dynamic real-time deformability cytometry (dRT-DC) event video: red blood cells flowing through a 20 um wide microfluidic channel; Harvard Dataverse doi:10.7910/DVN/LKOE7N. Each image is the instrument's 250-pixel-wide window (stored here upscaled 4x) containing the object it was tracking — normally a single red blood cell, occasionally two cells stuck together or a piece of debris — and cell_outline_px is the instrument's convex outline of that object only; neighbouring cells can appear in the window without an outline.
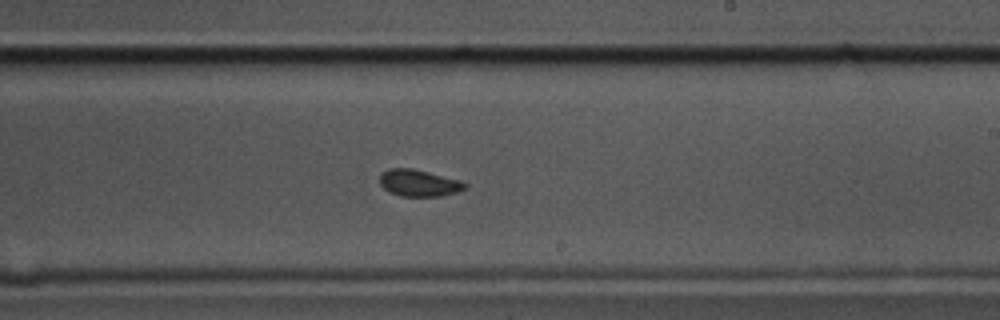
{"species": "common noctule bat (a hibernating species)", "species_latin": "Nyctalus noctula", "temperature_condition": "cold", "stored_images_in_passage": 46, "camera_frame_rate_fps": 3000, "um_per_image_px": 0.085, "animal": {"sex": "male", "body_mass_g": 17.5, "forearm_length_mm": 52.3}, "frame": {"image": 1, "passage_image": 22, "time_ms": 7.0, "image_size_px": [1000, 320], "cell_outline_px": [[468, 188], [456, 192], [440, 196], [400, 196], [388, 192], [380, 184], [380, 176], [388, 168], [412, 168], [460, 180], [468, 184]], "centroid_in_image_um": [35.61, 15.56], "position_along_channel_um": 253.4, "area_um2": 13.29}}
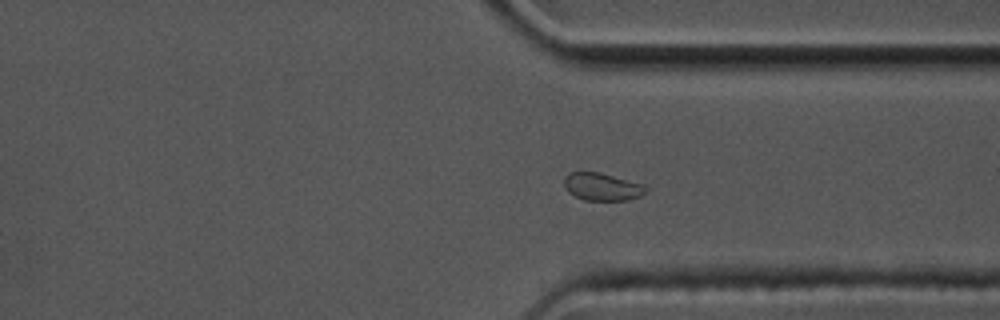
{"frame": {"image": 2, "passage_image": 31, "time_ms": 10.0, "image_size_px": [1000, 320], "cell_outline_px": [[648, 192], [640, 196], [624, 200], [584, 200], [568, 192], [564, 188], [564, 176], [568, 172], [600, 172], [644, 184], [648, 188]], "centroid_in_image_um": [51.18, 15.86], "position_along_channel_um": 360.2, "area_um2": 13.29}}
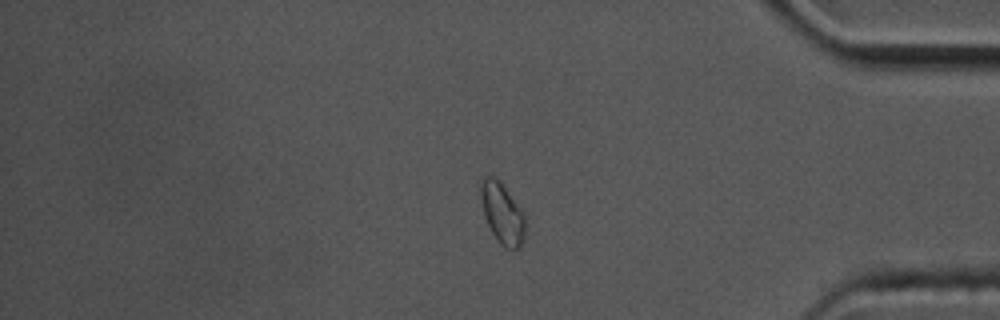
{"frame": {"image": 3, "passage_image": 36, "time_ms": 11.667, "image_size_px": [1000, 320], "cell_outline_px": [[524, 240], [520, 248], [508, 248], [500, 244], [492, 232], [484, 216], [480, 196], [480, 184], [484, 176], [492, 176], [500, 180], [524, 212]], "centroid_in_image_um": [42.69, 18.1], "position_along_channel_um": 392.5, "area_um2": 15.78}, "authors_computed_cell_mechanics": {"area_um2": 13.6119, "velocity_mm_per_s": 3.5422, "shape_relaxation_time_tau1_ms": 6.3239, "shape_relaxation_time_tau2_ms": null, "deformation_change_tau1": 0.0792, "deformation_change_tau2": null}}